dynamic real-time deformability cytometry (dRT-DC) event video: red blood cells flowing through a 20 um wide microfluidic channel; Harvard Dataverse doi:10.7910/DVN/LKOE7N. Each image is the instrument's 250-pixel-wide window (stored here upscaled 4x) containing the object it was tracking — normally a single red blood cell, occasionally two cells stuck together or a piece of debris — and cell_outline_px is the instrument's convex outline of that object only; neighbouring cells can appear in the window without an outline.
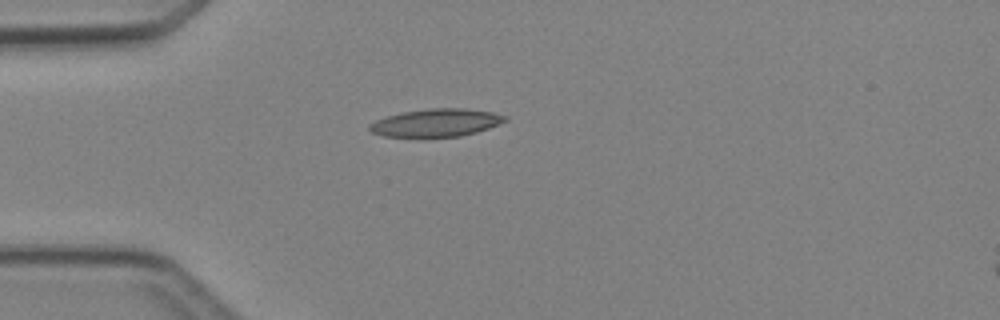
{"species": "Egyptian fruit bat (a non-hibernating species)", "species_latin": "Rousettus aegyptiacus", "temperature_condition": "cold", "stored_images_in_passage": 1, "camera_frame_rate_fps": 3000, "um_per_image_px": 0.085, "animal": {"sex": "female"}, "frame": {"image": 1, "passage_image": 1, "time_ms": 0.0, "image_size_px": [1000, 320], "cell_outline_px": [[508, 120], [488, 128], [476, 132], [460, 136], [424, 140], [384, 136], [372, 132], [368, 128], [368, 124], [376, 120], [388, 116], [404, 112], [428, 108], [464, 108], [492, 112], [508, 116]], "centroid_in_image_um": [37.04, 10.48], "position_along_channel_um": 48.0, "area_um2": 22.77}}